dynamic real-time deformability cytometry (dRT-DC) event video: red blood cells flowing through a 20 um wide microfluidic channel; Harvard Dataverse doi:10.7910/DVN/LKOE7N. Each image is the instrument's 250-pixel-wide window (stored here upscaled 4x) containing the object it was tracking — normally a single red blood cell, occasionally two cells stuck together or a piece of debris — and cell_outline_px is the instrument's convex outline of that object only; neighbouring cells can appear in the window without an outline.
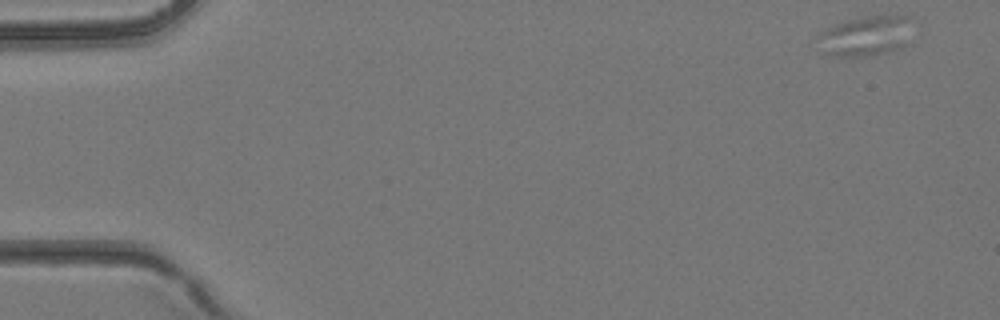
{"species": "common noctule bat (a hibernating species)", "species_latin": "Nyctalus noctula", "temperature_condition": "room temperature", "stored_images_in_passage": 30, "segment_of_instrument_passage": [1, 2], "camera_frame_rate_fps": 3000, "um_per_image_px": 0.085, "animal": {"sex": "female", "body_mass_g": 24.6, "forearm_length_mm": 56.2}, "frame": {"image": 1, "passage_image": 1, "time_ms": 0.0, "image_size_px": [1000, 320], "cell_outline_px": [[912, 20], [908, 44], [900, 48], [884, 52], [856, 56], [836, 56], [824, 52], [816, 36], [820, 32], [836, 24], [848, 20], [864, 16], [908, 16]], "centroid_in_image_um": [73.61, 3.04], "position_along_channel_um": 11.4, "area_um2": 21.79}}
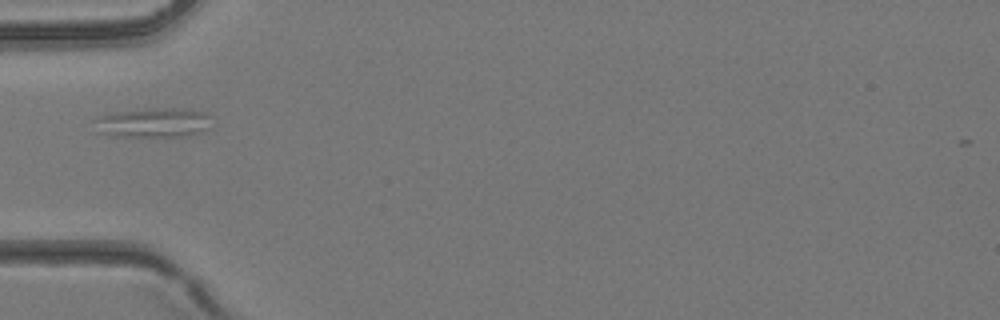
{"frame": {"image": 2, "passage_image": 13, "time_ms": 4.0, "image_size_px": [1000, 320], "cell_outline_px": [[204, 128], [200, 132], [180, 136], [112, 136], [100, 132], [92, 120], [100, 116], [116, 112], [164, 108], [184, 108], [204, 112]], "centroid_in_image_um": [12.89, 10.43], "position_along_channel_um": 72.1, "area_um2": 19.19}}